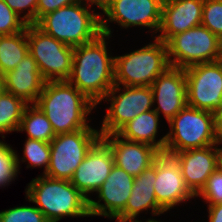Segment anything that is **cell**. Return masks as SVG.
I'll use <instances>...</instances> for the list:
<instances>
[{
	"mask_svg": "<svg viewBox=\"0 0 222 222\" xmlns=\"http://www.w3.org/2000/svg\"><path fill=\"white\" fill-rule=\"evenodd\" d=\"M111 36L100 34L95 40L74 47L70 84L96 106L115 85L114 56L107 49Z\"/></svg>",
	"mask_w": 222,
	"mask_h": 222,
	"instance_id": "6da1fadb",
	"label": "cell"
},
{
	"mask_svg": "<svg viewBox=\"0 0 222 222\" xmlns=\"http://www.w3.org/2000/svg\"><path fill=\"white\" fill-rule=\"evenodd\" d=\"M35 105L46 115L55 134L95 129L88 115L97 106L68 81H48Z\"/></svg>",
	"mask_w": 222,
	"mask_h": 222,
	"instance_id": "7a4b0ae2",
	"label": "cell"
},
{
	"mask_svg": "<svg viewBox=\"0 0 222 222\" xmlns=\"http://www.w3.org/2000/svg\"><path fill=\"white\" fill-rule=\"evenodd\" d=\"M25 194L27 201L36 204L49 222L90 217L89 200L68 180L41 174L27 184Z\"/></svg>",
	"mask_w": 222,
	"mask_h": 222,
	"instance_id": "3957f363",
	"label": "cell"
},
{
	"mask_svg": "<svg viewBox=\"0 0 222 222\" xmlns=\"http://www.w3.org/2000/svg\"><path fill=\"white\" fill-rule=\"evenodd\" d=\"M79 1L42 16L35 25L56 40L77 47L95 40L101 32V12Z\"/></svg>",
	"mask_w": 222,
	"mask_h": 222,
	"instance_id": "277c9868",
	"label": "cell"
},
{
	"mask_svg": "<svg viewBox=\"0 0 222 222\" xmlns=\"http://www.w3.org/2000/svg\"><path fill=\"white\" fill-rule=\"evenodd\" d=\"M153 42L140 49L114 56V82L119 86H151L168 67L167 45L152 37Z\"/></svg>",
	"mask_w": 222,
	"mask_h": 222,
	"instance_id": "5b68a950",
	"label": "cell"
},
{
	"mask_svg": "<svg viewBox=\"0 0 222 222\" xmlns=\"http://www.w3.org/2000/svg\"><path fill=\"white\" fill-rule=\"evenodd\" d=\"M168 124L170 129L166 133V154L217 144L212 112L186 105Z\"/></svg>",
	"mask_w": 222,
	"mask_h": 222,
	"instance_id": "8992f818",
	"label": "cell"
},
{
	"mask_svg": "<svg viewBox=\"0 0 222 222\" xmlns=\"http://www.w3.org/2000/svg\"><path fill=\"white\" fill-rule=\"evenodd\" d=\"M166 45L173 67L185 69L221 60L222 40L202 24L172 36Z\"/></svg>",
	"mask_w": 222,
	"mask_h": 222,
	"instance_id": "52a82bcc",
	"label": "cell"
},
{
	"mask_svg": "<svg viewBox=\"0 0 222 222\" xmlns=\"http://www.w3.org/2000/svg\"><path fill=\"white\" fill-rule=\"evenodd\" d=\"M100 138L97 129L56 134L50 142V163L44 175L70 181L87 152Z\"/></svg>",
	"mask_w": 222,
	"mask_h": 222,
	"instance_id": "ba28073f",
	"label": "cell"
},
{
	"mask_svg": "<svg viewBox=\"0 0 222 222\" xmlns=\"http://www.w3.org/2000/svg\"><path fill=\"white\" fill-rule=\"evenodd\" d=\"M28 51L48 81H67L72 71L74 47L56 40L35 24L27 25Z\"/></svg>",
	"mask_w": 222,
	"mask_h": 222,
	"instance_id": "9c48e42d",
	"label": "cell"
},
{
	"mask_svg": "<svg viewBox=\"0 0 222 222\" xmlns=\"http://www.w3.org/2000/svg\"><path fill=\"white\" fill-rule=\"evenodd\" d=\"M108 101L101 128V136L117 133L124 125L141 113L153 108L151 86H119L114 85L101 102Z\"/></svg>",
	"mask_w": 222,
	"mask_h": 222,
	"instance_id": "30bf717a",
	"label": "cell"
},
{
	"mask_svg": "<svg viewBox=\"0 0 222 222\" xmlns=\"http://www.w3.org/2000/svg\"><path fill=\"white\" fill-rule=\"evenodd\" d=\"M163 0H112L101 14V32L112 37L109 23H116L122 29L146 27L157 35L162 14ZM105 18H104V16Z\"/></svg>",
	"mask_w": 222,
	"mask_h": 222,
	"instance_id": "8fae6325",
	"label": "cell"
},
{
	"mask_svg": "<svg viewBox=\"0 0 222 222\" xmlns=\"http://www.w3.org/2000/svg\"><path fill=\"white\" fill-rule=\"evenodd\" d=\"M187 105L214 113L222 104V61L185 68Z\"/></svg>",
	"mask_w": 222,
	"mask_h": 222,
	"instance_id": "7c38bea8",
	"label": "cell"
},
{
	"mask_svg": "<svg viewBox=\"0 0 222 222\" xmlns=\"http://www.w3.org/2000/svg\"><path fill=\"white\" fill-rule=\"evenodd\" d=\"M156 181L154 183L157 203L166 213L179 204L196 198L186 187L180 165L169 154L160 153L156 158Z\"/></svg>",
	"mask_w": 222,
	"mask_h": 222,
	"instance_id": "4fadbf2b",
	"label": "cell"
},
{
	"mask_svg": "<svg viewBox=\"0 0 222 222\" xmlns=\"http://www.w3.org/2000/svg\"><path fill=\"white\" fill-rule=\"evenodd\" d=\"M133 183L134 177L114 164L109 176L96 192L98 200H89L90 217L115 219L125 209Z\"/></svg>",
	"mask_w": 222,
	"mask_h": 222,
	"instance_id": "5bb4252c",
	"label": "cell"
},
{
	"mask_svg": "<svg viewBox=\"0 0 222 222\" xmlns=\"http://www.w3.org/2000/svg\"><path fill=\"white\" fill-rule=\"evenodd\" d=\"M114 166L110 147L100 138L87 152L70 182L88 199L96 193Z\"/></svg>",
	"mask_w": 222,
	"mask_h": 222,
	"instance_id": "9a60e30c",
	"label": "cell"
},
{
	"mask_svg": "<svg viewBox=\"0 0 222 222\" xmlns=\"http://www.w3.org/2000/svg\"><path fill=\"white\" fill-rule=\"evenodd\" d=\"M153 110L162 113L167 123L186 105V75L179 67H168L151 85ZM157 103V106L155 105Z\"/></svg>",
	"mask_w": 222,
	"mask_h": 222,
	"instance_id": "2e32d148",
	"label": "cell"
},
{
	"mask_svg": "<svg viewBox=\"0 0 222 222\" xmlns=\"http://www.w3.org/2000/svg\"><path fill=\"white\" fill-rule=\"evenodd\" d=\"M171 155L180 165L186 187L196 197L206 185L208 177L218 168V144Z\"/></svg>",
	"mask_w": 222,
	"mask_h": 222,
	"instance_id": "e0dca14e",
	"label": "cell"
},
{
	"mask_svg": "<svg viewBox=\"0 0 222 222\" xmlns=\"http://www.w3.org/2000/svg\"><path fill=\"white\" fill-rule=\"evenodd\" d=\"M204 0H163L156 37L166 43L172 36L201 25Z\"/></svg>",
	"mask_w": 222,
	"mask_h": 222,
	"instance_id": "ac0fdd59",
	"label": "cell"
},
{
	"mask_svg": "<svg viewBox=\"0 0 222 222\" xmlns=\"http://www.w3.org/2000/svg\"><path fill=\"white\" fill-rule=\"evenodd\" d=\"M110 147L114 157V164L133 177L139 176L152 165L160 152L145 143L126 140L117 133L101 136Z\"/></svg>",
	"mask_w": 222,
	"mask_h": 222,
	"instance_id": "d6986e66",
	"label": "cell"
},
{
	"mask_svg": "<svg viewBox=\"0 0 222 222\" xmlns=\"http://www.w3.org/2000/svg\"><path fill=\"white\" fill-rule=\"evenodd\" d=\"M156 181V161L146 168L139 176L134 177V183L125 209L114 219L121 222L141 221L139 214L147 212L161 216L166 211L157 203L154 191Z\"/></svg>",
	"mask_w": 222,
	"mask_h": 222,
	"instance_id": "ffe728a7",
	"label": "cell"
},
{
	"mask_svg": "<svg viewBox=\"0 0 222 222\" xmlns=\"http://www.w3.org/2000/svg\"><path fill=\"white\" fill-rule=\"evenodd\" d=\"M2 76L4 90L28 105L35 104L46 83L30 53H27L13 70Z\"/></svg>",
	"mask_w": 222,
	"mask_h": 222,
	"instance_id": "44dd1931",
	"label": "cell"
},
{
	"mask_svg": "<svg viewBox=\"0 0 222 222\" xmlns=\"http://www.w3.org/2000/svg\"><path fill=\"white\" fill-rule=\"evenodd\" d=\"M160 116L152 109L148 112L141 113L134 119L124 125L117 134L130 141L145 143L156 148L160 153L164 152L166 144V134L159 139V121Z\"/></svg>",
	"mask_w": 222,
	"mask_h": 222,
	"instance_id": "7402d4cb",
	"label": "cell"
},
{
	"mask_svg": "<svg viewBox=\"0 0 222 222\" xmlns=\"http://www.w3.org/2000/svg\"><path fill=\"white\" fill-rule=\"evenodd\" d=\"M27 53V27L12 35L0 36V75L13 70Z\"/></svg>",
	"mask_w": 222,
	"mask_h": 222,
	"instance_id": "603a6c76",
	"label": "cell"
},
{
	"mask_svg": "<svg viewBox=\"0 0 222 222\" xmlns=\"http://www.w3.org/2000/svg\"><path fill=\"white\" fill-rule=\"evenodd\" d=\"M25 131L27 138L50 143L56 136L46 115L35 105L25 107L18 132Z\"/></svg>",
	"mask_w": 222,
	"mask_h": 222,
	"instance_id": "cb8c5ba5",
	"label": "cell"
},
{
	"mask_svg": "<svg viewBox=\"0 0 222 222\" xmlns=\"http://www.w3.org/2000/svg\"><path fill=\"white\" fill-rule=\"evenodd\" d=\"M28 104L14 94L6 91L0 93V136L17 131L20 126L22 115Z\"/></svg>",
	"mask_w": 222,
	"mask_h": 222,
	"instance_id": "d4e9b609",
	"label": "cell"
},
{
	"mask_svg": "<svg viewBox=\"0 0 222 222\" xmlns=\"http://www.w3.org/2000/svg\"><path fill=\"white\" fill-rule=\"evenodd\" d=\"M23 153L22 158H19V154H17L16 158L19 171V168H21L20 162H28L26 168L42 167L44 169L43 175L47 172L50 163V143L27 138L24 143Z\"/></svg>",
	"mask_w": 222,
	"mask_h": 222,
	"instance_id": "484cf974",
	"label": "cell"
},
{
	"mask_svg": "<svg viewBox=\"0 0 222 222\" xmlns=\"http://www.w3.org/2000/svg\"><path fill=\"white\" fill-rule=\"evenodd\" d=\"M0 139V187L5 188L18 177L17 151Z\"/></svg>",
	"mask_w": 222,
	"mask_h": 222,
	"instance_id": "4316f807",
	"label": "cell"
},
{
	"mask_svg": "<svg viewBox=\"0 0 222 222\" xmlns=\"http://www.w3.org/2000/svg\"><path fill=\"white\" fill-rule=\"evenodd\" d=\"M0 222H49L45 215L34 206H17L0 211Z\"/></svg>",
	"mask_w": 222,
	"mask_h": 222,
	"instance_id": "83f0119b",
	"label": "cell"
},
{
	"mask_svg": "<svg viewBox=\"0 0 222 222\" xmlns=\"http://www.w3.org/2000/svg\"><path fill=\"white\" fill-rule=\"evenodd\" d=\"M201 24L222 40V0H204Z\"/></svg>",
	"mask_w": 222,
	"mask_h": 222,
	"instance_id": "f1b7e54d",
	"label": "cell"
},
{
	"mask_svg": "<svg viewBox=\"0 0 222 222\" xmlns=\"http://www.w3.org/2000/svg\"><path fill=\"white\" fill-rule=\"evenodd\" d=\"M27 25L4 0H0V36L12 35L24 31Z\"/></svg>",
	"mask_w": 222,
	"mask_h": 222,
	"instance_id": "f546056e",
	"label": "cell"
},
{
	"mask_svg": "<svg viewBox=\"0 0 222 222\" xmlns=\"http://www.w3.org/2000/svg\"><path fill=\"white\" fill-rule=\"evenodd\" d=\"M196 197H201L208 205L222 203V169L219 166L208 177L206 185Z\"/></svg>",
	"mask_w": 222,
	"mask_h": 222,
	"instance_id": "4dcf8cb0",
	"label": "cell"
},
{
	"mask_svg": "<svg viewBox=\"0 0 222 222\" xmlns=\"http://www.w3.org/2000/svg\"><path fill=\"white\" fill-rule=\"evenodd\" d=\"M4 2L27 24L36 23L38 0H4Z\"/></svg>",
	"mask_w": 222,
	"mask_h": 222,
	"instance_id": "1f68e13d",
	"label": "cell"
},
{
	"mask_svg": "<svg viewBox=\"0 0 222 222\" xmlns=\"http://www.w3.org/2000/svg\"><path fill=\"white\" fill-rule=\"evenodd\" d=\"M80 0H38L36 22L44 15L64 6L78 3Z\"/></svg>",
	"mask_w": 222,
	"mask_h": 222,
	"instance_id": "d6a6232c",
	"label": "cell"
},
{
	"mask_svg": "<svg viewBox=\"0 0 222 222\" xmlns=\"http://www.w3.org/2000/svg\"><path fill=\"white\" fill-rule=\"evenodd\" d=\"M215 136L218 145H222V104L214 112Z\"/></svg>",
	"mask_w": 222,
	"mask_h": 222,
	"instance_id": "836d02e7",
	"label": "cell"
},
{
	"mask_svg": "<svg viewBox=\"0 0 222 222\" xmlns=\"http://www.w3.org/2000/svg\"><path fill=\"white\" fill-rule=\"evenodd\" d=\"M208 222H222V203L216 205H207Z\"/></svg>",
	"mask_w": 222,
	"mask_h": 222,
	"instance_id": "e575fe53",
	"label": "cell"
},
{
	"mask_svg": "<svg viewBox=\"0 0 222 222\" xmlns=\"http://www.w3.org/2000/svg\"><path fill=\"white\" fill-rule=\"evenodd\" d=\"M86 6L92 7L96 6L99 10L103 11L111 4L112 0H80Z\"/></svg>",
	"mask_w": 222,
	"mask_h": 222,
	"instance_id": "d590c367",
	"label": "cell"
},
{
	"mask_svg": "<svg viewBox=\"0 0 222 222\" xmlns=\"http://www.w3.org/2000/svg\"><path fill=\"white\" fill-rule=\"evenodd\" d=\"M218 151H219L218 166L222 169V147L220 145H218Z\"/></svg>",
	"mask_w": 222,
	"mask_h": 222,
	"instance_id": "8d00e7d4",
	"label": "cell"
},
{
	"mask_svg": "<svg viewBox=\"0 0 222 222\" xmlns=\"http://www.w3.org/2000/svg\"><path fill=\"white\" fill-rule=\"evenodd\" d=\"M153 217L154 216H152V217H150V219L148 218L146 221H144V222H163V221H158V220H156V219H153ZM116 222H121V221H119V220H116ZM127 222H136V221H127ZM138 222H143V221H138Z\"/></svg>",
	"mask_w": 222,
	"mask_h": 222,
	"instance_id": "74e56055",
	"label": "cell"
},
{
	"mask_svg": "<svg viewBox=\"0 0 222 222\" xmlns=\"http://www.w3.org/2000/svg\"><path fill=\"white\" fill-rule=\"evenodd\" d=\"M3 76L0 75V93L3 91Z\"/></svg>",
	"mask_w": 222,
	"mask_h": 222,
	"instance_id": "f35d334b",
	"label": "cell"
}]
</instances>
